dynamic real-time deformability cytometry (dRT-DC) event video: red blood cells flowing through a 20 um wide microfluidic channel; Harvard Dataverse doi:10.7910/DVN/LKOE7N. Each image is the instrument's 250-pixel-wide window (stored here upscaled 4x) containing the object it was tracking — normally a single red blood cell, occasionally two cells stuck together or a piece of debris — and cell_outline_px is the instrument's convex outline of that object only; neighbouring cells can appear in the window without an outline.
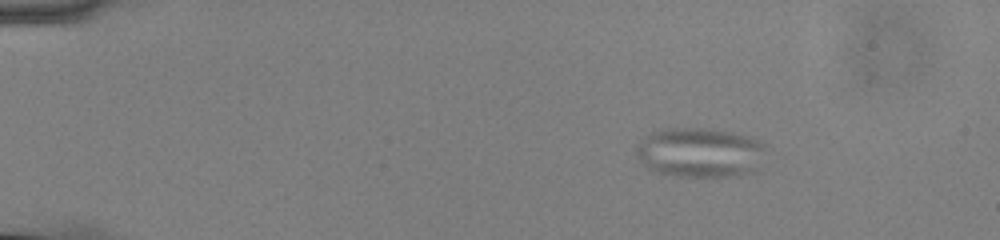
{"species": "common noctule bat (a hibernating species)", "species_latin": "Nyctalus noctula", "temperature_condition": "cold", "stored_images_in_passage": 48, "camera_frame_rate_fps": 3000, "um_per_image_px": 0.085, "animal": {"sex": "male", "body_mass_g": 13.0, "forearm_length_mm": 53.1}, "frame": {"image": 1, "passage_image": 1, "time_ms": 0.0, "image_size_px": [1000, 240], "cell_outline_px": [[772, 148], [756, 172], [736, 176], [676, 176], [660, 172], [648, 168], [636, 156], [636, 148], [644, 136], [660, 128], [712, 128], [732, 132], [748, 136], [760, 140], [768, 144]], "centroid_in_image_um": [59.63, 12.95], "position_along_channel_um": 25.4, "area_um2": 38.61}}
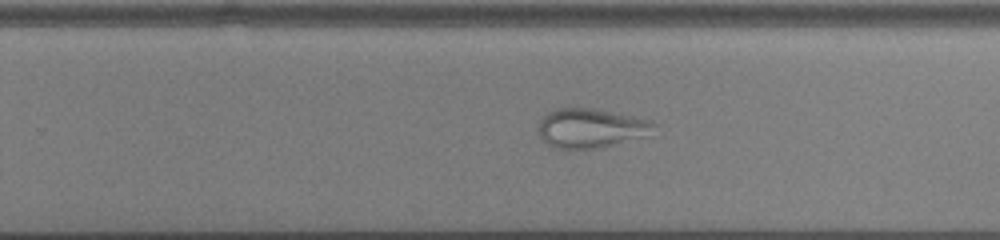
{"frame": {"image": 2, "passage_image": 29, "time_ms": 9.333, "image_size_px": [1000, 240], "cell_outline_px": [[656, 124], [648, 136], [600, 148], [552, 148], [540, 136], [536, 128], [540, 120], [548, 112], [556, 108], [596, 108], [652, 120]], "centroid_in_image_um": [50.22, 10.88], "position_along_channel_um": 279.6, "area_um2": 26.7}}
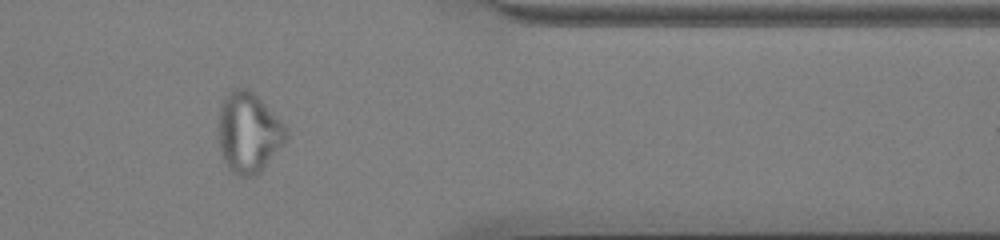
{"frame": {"image": 3, "passage_image": 39, "time_ms": 12.667, "image_size_px": [1000, 240], "cell_outline_px": [[288, 136], [284, 144], [260, 172], [252, 176], [236, 176], [228, 168], [224, 160], [216, 136], [220, 104], [228, 92], [232, 88], [248, 88], [288, 128]], "centroid_in_image_um": [21.09, 11.28], "position_along_channel_um": 390.3, "area_um2": 31.96}}